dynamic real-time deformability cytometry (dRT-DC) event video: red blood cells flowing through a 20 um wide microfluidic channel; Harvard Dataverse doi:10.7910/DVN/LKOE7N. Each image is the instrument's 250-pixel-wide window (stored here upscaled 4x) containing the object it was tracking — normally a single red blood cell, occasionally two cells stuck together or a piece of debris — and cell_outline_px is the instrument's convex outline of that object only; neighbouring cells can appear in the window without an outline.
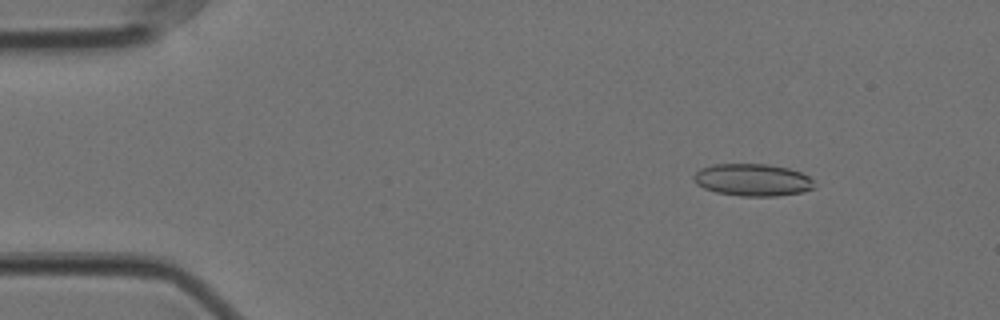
{"species": "Egyptian fruit bat (a non-hibernating species)", "species_latin": "Rousettus aegyptiacus", "temperature_condition": "cold", "stored_images_in_passage": 57, "camera_frame_rate_fps": 3000, "um_per_image_px": 0.085, "animal": {"sex": "female"}, "frame": {"image": 1, "passage_image": 7, "time_ms": 2.0, "image_size_px": [1000, 320], "cell_outline_px": [[816, 188], [804, 192], [776, 196], [740, 196], [716, 192], [704, 188], [696, 184], [692, 176], [700, 168], [712, 164], [768, 164], [788, 168], [800, 172], [808, 176], [812, 180]], "centroid_in_image_um": [63.97, 15.29], "position_along_channel_um": 21.0, "area_um2": 22.83}}
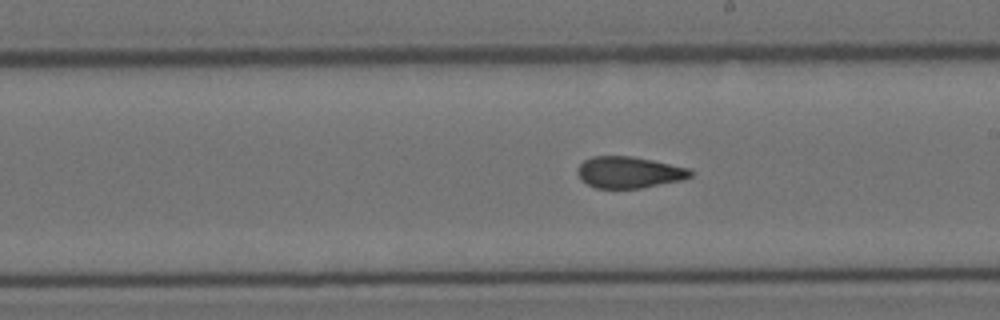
{"frame": {"image": 2, "passage_image": 32, "time_ms": 10.333, "image_size_px": [1000, 320], "cell_outline_px": [[692, 176], [684, 180], [640, 188], [596, 188], [580, 180], [576, 172], [576, 168], [584, 160], [592, 156], [632, 156], [652, 160], [688, 168], [692, 172]], "centroid_in_image_um": [53.44, 14.65], "position_along_channel_um": 235.6, "area_um2": 20.81}}
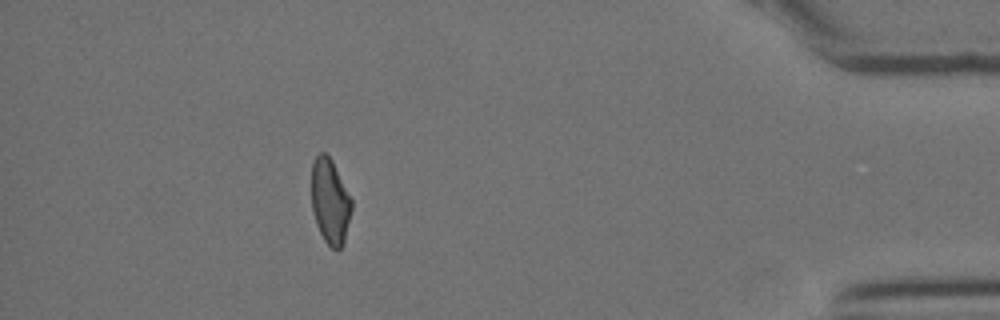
{"frame": {"image": 3, "passage_image": 51, "time_ms": 16.667, "image_size_px": [1000, 320], "cell_outline_px": [[352, 208], [344, 244], [336, 252], [324, 240], [316, 224], [312, 212], [312, 164], [316, 156], [320, 152], [324, 152], [332, 160], [352, 200]], "centroid_in_image_um": [28.06, 17.15], "position_along_channel_um": 407.1, "area_um2": 19.94}, "authors_computed_cell_mechanics": {"area_um2": 21.2704, "velocity_mm_per_s": 3.5352, "shape_relaxation_time_tau1_ms": null, "shape_relaxation_time_tau2_ms": 2.2498, "deformation_change_tau1": null, "deformation_change_tau2": 0.0883}}